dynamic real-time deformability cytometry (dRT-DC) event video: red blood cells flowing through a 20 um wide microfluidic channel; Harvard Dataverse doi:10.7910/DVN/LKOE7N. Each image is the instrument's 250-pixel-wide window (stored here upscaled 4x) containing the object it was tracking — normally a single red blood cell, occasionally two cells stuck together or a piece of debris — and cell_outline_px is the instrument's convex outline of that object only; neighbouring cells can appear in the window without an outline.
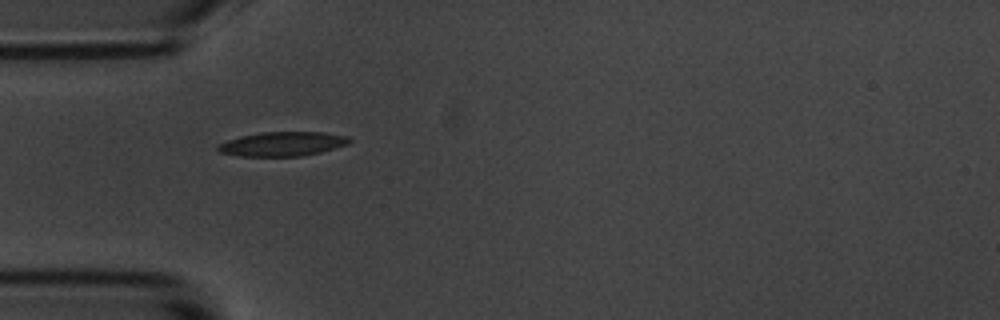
{"species": "common noctule bat (a hibernating species)", "species_latin": "Nyctalus noctula", "temperature_condition": "room temperature", "stored_images_in_passage": 2, "camera_frame_rate_fps": 3000, "um_per_image_px": 0.085, "animal": {"sex": "male", "body_mass_g": 20.1, "forearm_length_mm": 53.5}, "frame": {"image": 1, "passage_image": 1, "time_ms": 0.0, "image_size_px": [1000, 320], "cell_outline_px": [[352, 140], [348, 144], [320, 152], [300, 156], [240, 156], [220, 152], [216, 148], [216, 144], [240, 136], [260, 132], [324, 132], [348, 136]], "centroid_in_image_um": [24.0, 12.23], "position_along_channel_um": 61.0, "area_um2": 18.61}}